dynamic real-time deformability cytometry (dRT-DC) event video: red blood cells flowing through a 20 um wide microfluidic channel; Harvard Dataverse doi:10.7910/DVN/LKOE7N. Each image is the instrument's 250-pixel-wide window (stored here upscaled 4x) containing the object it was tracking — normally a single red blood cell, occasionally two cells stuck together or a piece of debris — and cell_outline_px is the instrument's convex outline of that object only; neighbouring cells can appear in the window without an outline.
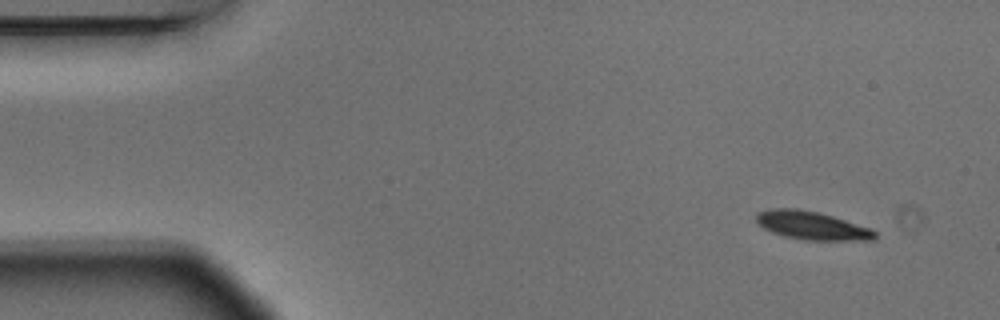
{"species": "Egyptian fruit bat (a non-hibernating species)", "species_latin": "Rousettus aegyptiacus", "temperature_condition": "warm", "stored_images_in_passage": 3, "camera_frame_rate_fps": 3000, "um_per_image_px": 0.085, "animal": {"sex": "male"}, "frame": {"image": 1, "passage_image": 1, "time_ms": 0.0, "image_size_px": [1000, 320], "cell_outline_px": [[876, 236], [872, 240], [804, 240], [784, 236], [772, 232], [764, 228], [756, 220], [756, 212], [768, 208], [796, 208], [820, 212], [868, 228], [876, 232]], "centroid_in_image_um": [68.94, 19.16], "position_along_channel_um": 16.1, "area_um2": 19.42}}
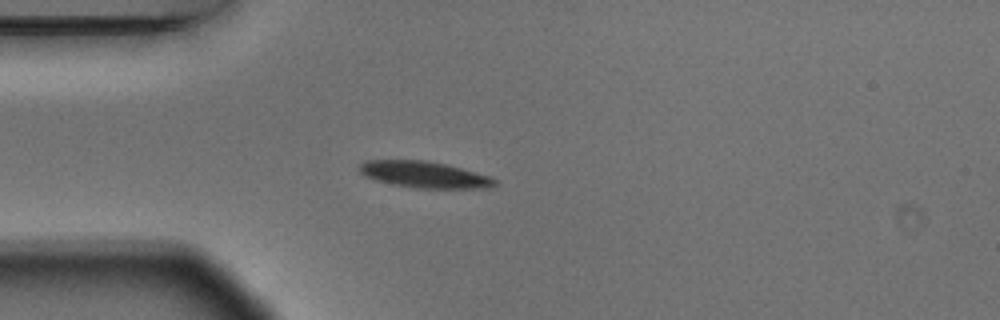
{"frame": {"image": 2, "passage_image": 3, "time_ms": 0.667, "image_size_px": [1000, 320], "cell_outline_px": [[496, 184], [492, 188], [416, 188], [392, 184], [376, 180], [364, 176], [360, 172], [360, 164], [364, 160], [424, 160], [444, 164], [460, 168], [488, 176], [496, 180]], "centroid_in_image_um": [36.03, 14.84], "position_along_channel_um": 49.0, "area_um2": 20.63}}